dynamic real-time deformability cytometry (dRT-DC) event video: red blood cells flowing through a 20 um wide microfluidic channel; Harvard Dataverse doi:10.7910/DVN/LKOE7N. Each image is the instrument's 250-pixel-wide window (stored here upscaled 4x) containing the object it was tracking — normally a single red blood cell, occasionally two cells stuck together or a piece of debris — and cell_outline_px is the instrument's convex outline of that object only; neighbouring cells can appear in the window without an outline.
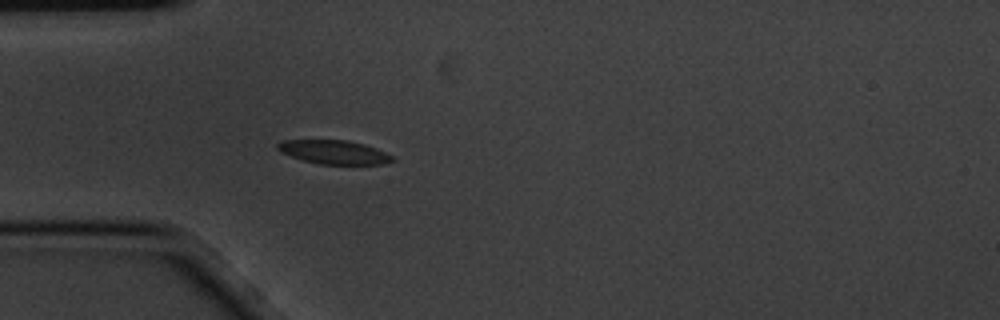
{"species": "common noctule bat (a hibernating species)", "species_latin": "Nyctalus noctula", "temperature_condition": "cold", "stored_images_in_passage": 3, "camera_frame_rate_fps": 3000, "um_per_image_px": 0.085, "animal": {"sex": "male", "body_mass_g": 20.1, "forearm_length_mm": 53.5}, "frame": {"image": 1, "passage_image": 3, "time_ms": 0.667, "image_size_px": [1000, 320], "cell_outline_px": [[396, 160], [384, 164], [320, 164], [304, 160], [280, 152], [276, 148], [276, 144], [284, 140], [348, 140], [364, 144], [376, 148], [392, 156]], "centroid_in_image_um": [28.39, 12.92], "position_along_channel_um": 56.6, "area_um2": 15.84}}